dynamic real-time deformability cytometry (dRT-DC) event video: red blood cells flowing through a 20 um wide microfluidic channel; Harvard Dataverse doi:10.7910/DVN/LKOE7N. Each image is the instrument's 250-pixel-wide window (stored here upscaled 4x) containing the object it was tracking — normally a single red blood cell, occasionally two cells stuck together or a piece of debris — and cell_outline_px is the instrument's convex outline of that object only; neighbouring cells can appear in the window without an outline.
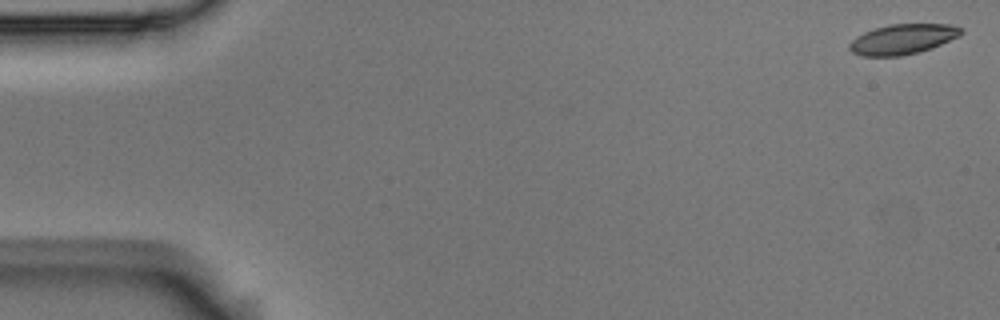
{"species": "Egyptian fruit bat (a non-hibernating species)", "species_latin": "Rousettus aegyptiacus", "temperature_condition": "room temperature", "stored_images_in_passage": 4, "camera_frame_rate_fps": 3000, "um_per_image_px": 0.085, "animal": {"sex": "male"}, "frame": {"image": 1, "passage_image": 1, "time_ms": 0.0, "image_size_px": [1000, 320], "cell_outline_px": [[964, 32], [960, 36], [932, 48], [920, 52], [900, 56], [860, 56], [852, 52], [848, 48], [848, 44], [856, 36], [864, 32], [876, 28], [892, 24], [948, 24], [964, 28]], "centroid_in_image_um": [76.74, 3.33], "position_along_channel_um": 8.3, "area_um2": 19.77}}